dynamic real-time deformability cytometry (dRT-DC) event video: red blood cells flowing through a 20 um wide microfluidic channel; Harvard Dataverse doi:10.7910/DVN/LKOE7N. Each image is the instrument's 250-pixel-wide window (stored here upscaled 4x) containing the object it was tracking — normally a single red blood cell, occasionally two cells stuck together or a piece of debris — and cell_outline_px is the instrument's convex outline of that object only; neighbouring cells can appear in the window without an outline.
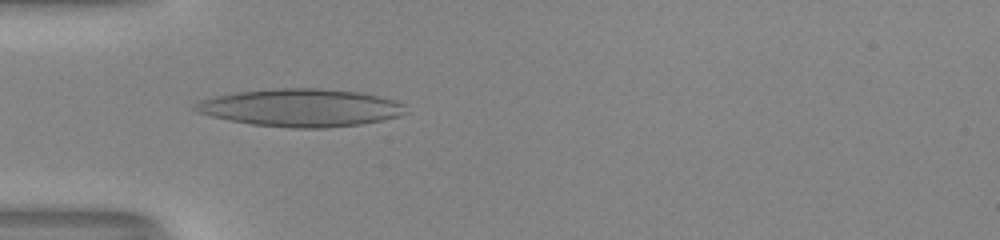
{"species": "human", "species_latin": "Homo sapiens", "temperature_condition": "room temperature", "stored_images_in_passage": 42, "camera_frame_rate_fps": 3000, "um_per_image_px": 0.085, "donor": {"sex": "male"}, "frame": {"image": 1, "passage_image": 7, "time_ms": 2.0, "image_size_px": [1000, 240], "cell_outline_px": [[404, 112], [396, 116], [380, 120], [360, 124], [328, 128], [292, 128], [252, 124], [212, 116], [196, 112], [192, 108], [200, 100], [216, 96], [236, 92], [272, 88], [320, 88], [356, 92], [376, 96], [392, 100], [404, 104]], "centroid_in_image_um": [25.51, 9.15], "position_along_channel_um": 59.5, "area_um2": 45.72}}
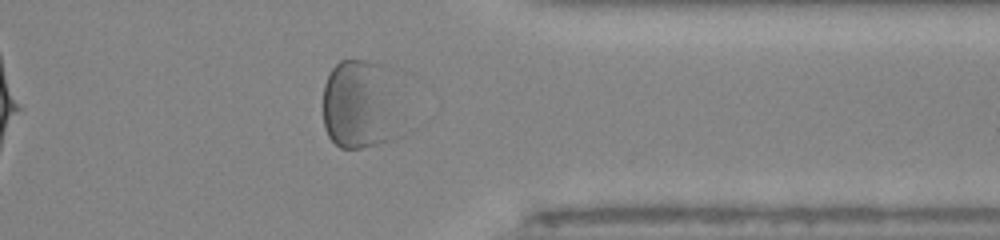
{"frame": {"image": 2, "passage_image": 32, "time_ms": 10.333, "image_size_px": [1000, 240], "cell_outline_px": [[420, 124], [412, 132], [392, 140], [360, 148], [340, 148], [328, 136], [324, 128], [324, 84], [332, 68], [340, 60], [364, 60], [380, 64]], "centroid_in_image_um": [30.95, 9.02], "position_along_channel_um": 380.5, "area_um2": 45.03}}
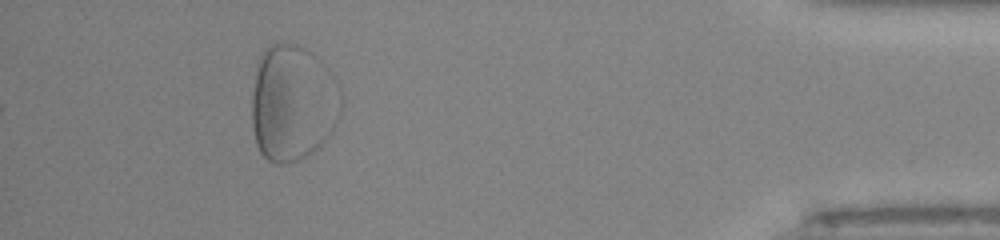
{"frame": {"image": 3, "passage_image": 38, "time_ms": 12.333, "image_size_px": [1000, 240], "cell_outline_px": [[336, 120], [332, 128], [324, 140], [308, 156], [284, 164], [276, 164], [268, 160], [260, 152], [256, 144], [252, 128], [252, 92], [256, 60], [260, 52], [264, 48], [272, 44], [296, 44], [312, 52], [320, 60]], "centroid_in_image_um": [24.64, 8.79], "position_along_channel_um": 410.6, "area_um2": 57.51}}